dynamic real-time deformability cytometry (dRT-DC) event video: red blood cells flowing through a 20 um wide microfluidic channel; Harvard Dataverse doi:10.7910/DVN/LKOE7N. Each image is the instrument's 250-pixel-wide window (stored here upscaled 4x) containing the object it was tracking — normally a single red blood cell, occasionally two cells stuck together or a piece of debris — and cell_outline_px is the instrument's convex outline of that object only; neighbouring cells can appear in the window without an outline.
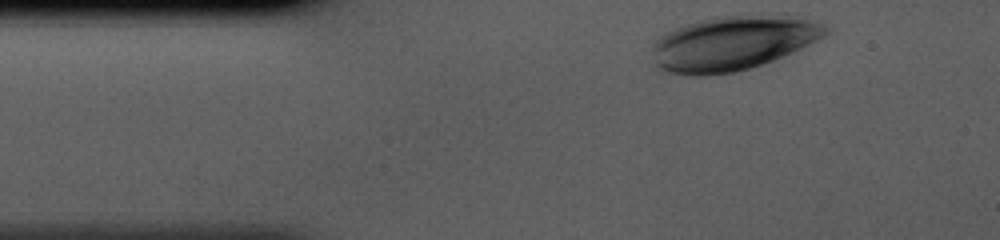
{"species": "human", "species_latin": "Homo sapiens", "temperature_condition": "cold", "stored_images_in_passage": 32, "camera_frame_rate_fps": 3000, "um_per_image_px": 0.085, "donor": {"sex": "male"}, "frame": {"image": 1, "passage_image": 1, "time_ms": 0.0, "image_size_px": [1000, 240], "cell_outline_px": [[828, 32], [816, 40], [792, 52], [772, 60], [736, 72], [704, 76], [692, 76], [668, 72], [660, 68], [656, 64], [652, 48], [652, 44], [660, 36], [676, 28], [696, 20], [720, 16], [784, 12], [820, 24], [828, 28]], "centroid_in_image_um": [62.28, 3.63], "position_along_channel_um": 22.7, "area_um2": 55.2}}
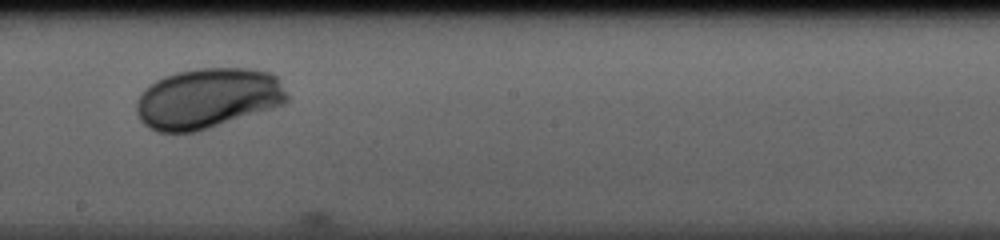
{"frame": {"image": 2, "passage_image": 19, "time_ms": 6.0, "image_size_px": [1000, 240], "cell_outline_px": [[288, 100], [284, 104], [272, 108], [196, 132], [156, 132], [148, 128], [140, 120], [136, 112], [136, 100], [140, 92], [144, 88], [156, 80], [164, 76], [176, 72], [196, 68], [248, 68], [272, 72], [276, 76], [288, 96]], "centroid_in_image_um": [17.61, 8.35], "position_along_channel_um": 230.6, "area_um2": 53.23}}
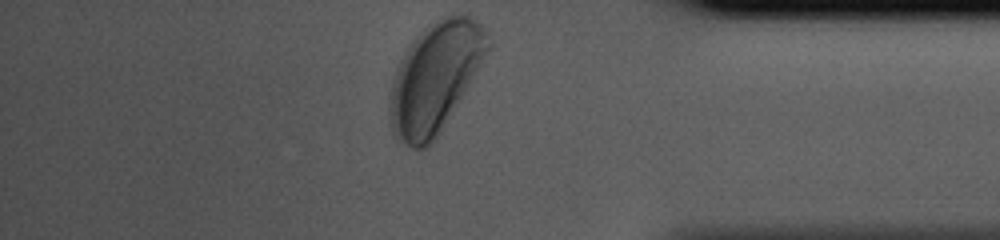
{"frame": {"image": 3, "passage_image": 32, "time_ms": 10.333, "image_size_px": [1000, 240], "cell_outline_px": [[492, 48], [436, 140], [428, 148], [412, 148], [400, 144], [396, 140], [392, 128], [388, 104], [392, 80], [396, 68], [400, 60], [412, 40], [424, 28], [440, 16], [460, 12], [472, 16], [488, 32], [492, 44]], "centroid_in_image_um": [37.01, 6.57], "position_along_channel_um": 398.2, "area_um2": 63.87}}